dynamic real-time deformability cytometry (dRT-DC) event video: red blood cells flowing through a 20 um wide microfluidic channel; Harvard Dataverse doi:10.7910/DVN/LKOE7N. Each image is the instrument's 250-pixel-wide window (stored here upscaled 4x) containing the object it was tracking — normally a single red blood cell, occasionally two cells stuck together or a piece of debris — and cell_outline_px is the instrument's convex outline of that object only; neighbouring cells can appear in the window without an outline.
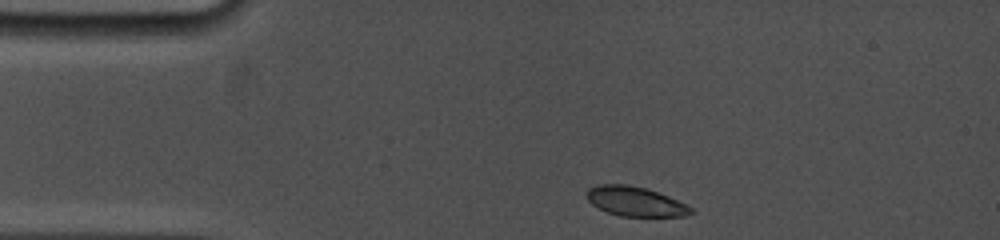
{"species": "common noctule bat (a hibernating species)", "species_latin": "Nyctalus noctula", "temperature_condition": "cold", "stored_images_in_passage": 36, "camera_frame_rate_fps": 5000, "um_per_image_px": 0.085, "animal": {"sex": "female", "body_mass_g": 19.0, "forearm_length_mm": 53.3}, "frame": {"image": 1, "passage_image": 1, "time_ms": 0.0, "image_size_px": [1000, 240], "cell_outline_px": [[696, 212], [684, 216], [620, 216], [608, 212], [592, 204], [588, 200], [588, 188], [596, 184], [628, 184], [648, 188], [668, 196], [692, 208]], "centroid_in_image_um": [54.01, 17.11], "position_along_channel_um": 31.0, "area_um2": 17.86}}
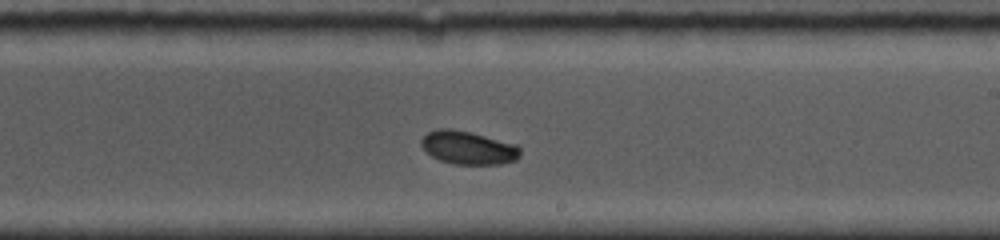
{"frame": {"image": 2, "passage_image": 21, "time_ms": 7.0, "image_size_px": [1000, 240], "cell_outline_px": [[520, 156], [516, 160], [500, 164], [452, 164], [440, 160], [432, 156], [420, 144], [420, 140], [428, 132], [440, 128], [452, 128], [472, 132], [520, 144]], "centroid_in_image_um": [39.84, 12.54], "position_along_channel_um": 249.2, "area_um2": 19.48}}
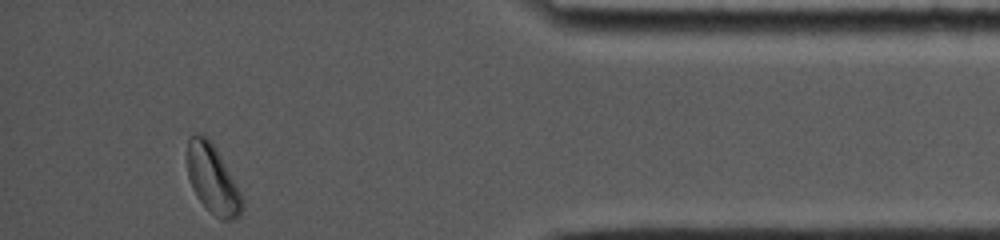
{"frame": {"image": 3, "passage_image": 36, "time_ms": 12.2, "image_size_px": [1000, 240], "cell_outline_px": [[244, 208], [240, 216], [236, 220], [220, 220], [196, 196], [192, 188], [188, 176], [188, 140], [192, 136], [204, 136], [216, 148], [240, 192], [244, 200]], "centroid_in_image_um": [18.11, 15.31], "position_along_channel_um": 417.1, "area_um2": 21.5}}